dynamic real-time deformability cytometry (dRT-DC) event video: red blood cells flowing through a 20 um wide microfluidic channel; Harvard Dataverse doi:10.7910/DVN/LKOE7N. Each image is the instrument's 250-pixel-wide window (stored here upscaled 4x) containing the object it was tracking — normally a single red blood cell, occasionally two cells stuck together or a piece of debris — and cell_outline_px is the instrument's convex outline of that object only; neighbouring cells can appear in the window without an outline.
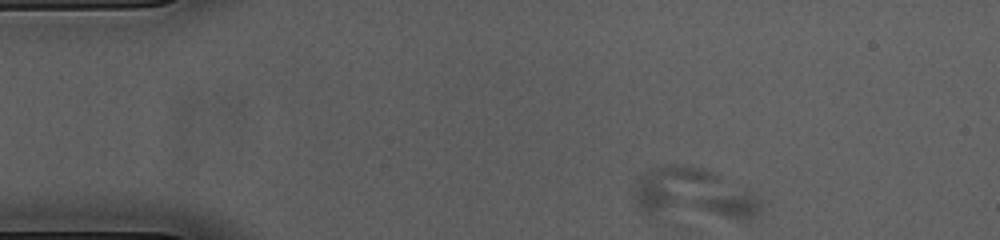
{"species": "common noctule bat (a hibernating species)", "species_latin": "Nyctalus noctula", "temperature_condition": "cold", "stored_images_in_passage": 3, "camera_frame_rate_fps": 3000, "um_per_image_px": 0.085, "animal": {"sex": "female", "body_mass_g": 23.0, "forearm_length_mm": 53.4}, "frame": {"image": 1, "passage_image": 1, "time_ms": 0.0, "image_size_px": [1000, 240], "cell_outline_px": [[760, 208], [752, 216], [740, 220], [736, 220], [648, 216], [640, 212], [636, 208], [636, 184], [640, 176], [652, 168], [660, 164], [680, 164], [704, 168], [720, 176], [756, 196], [760, 200]], "centroid_in_image_um": [58.84, 16.54], "position_along_channel_um": 26.2, "area_um2": 38.38}}